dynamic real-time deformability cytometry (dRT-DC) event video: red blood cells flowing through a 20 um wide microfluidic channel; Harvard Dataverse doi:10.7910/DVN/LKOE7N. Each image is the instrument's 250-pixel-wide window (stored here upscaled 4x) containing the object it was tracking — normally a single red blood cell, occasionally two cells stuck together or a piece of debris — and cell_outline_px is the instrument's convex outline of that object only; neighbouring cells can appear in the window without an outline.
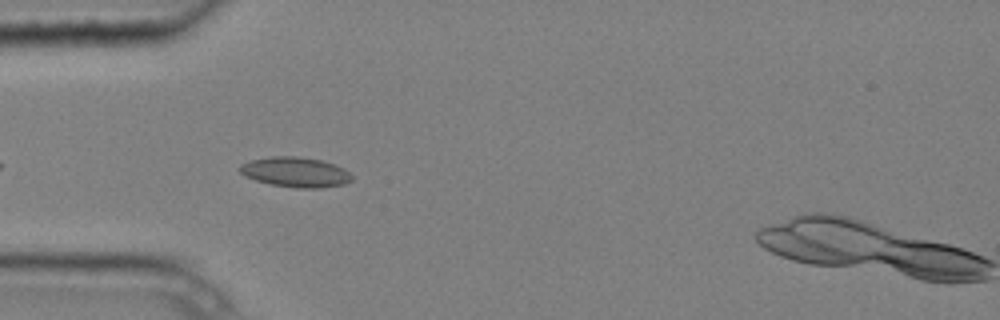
{"species": "common noctule bat (a hibernating species)", "species_latin": "Nyctalus noctula", "temperature_condition": "cold", "stored_images_in_passage": 5, "camera_frame_rate_fps": 3000, "um_per_image_px": 0.085, "animal": {"sex": "male", "body_mass_g": 20.4}, "frame": {"image": 1, "passage_image": 4, "time_ms": 1.0, "image_size_px": [1000, 320], "cell_outline_px": [[352, 180], [344, 184], [320, 188], [296, 188], [268, 184], [244, 176], [236, 168], [240, 164], [252, 160], [272, 156], [296, 156], [320, 160], [344, 168], [352, 176]], "centroid_in_image_um": [25.07, 14.64], "position_along_channel_um": 59.9, "area_um2": 19.65}}
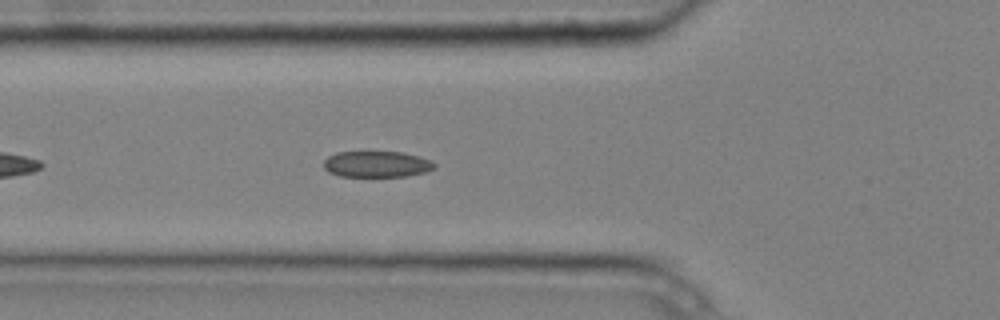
{"frame": {"image": 2, "passage_image": 5, "time_ms": 1.333, "image_size_px": [1000, 320], "cell_outline_px": [[436, 164], [432, 168], [424, 172], [404, 176], [340, 176], [328, 172], [324, 168], [324, 160], [328, 156], [336, 152], [400, 152], [416, 156], [428, 160]], "centroid_in_image_um": [31.94, 13.95], "position_along_channel_um": 93.9, "area_um2": 16.53}}